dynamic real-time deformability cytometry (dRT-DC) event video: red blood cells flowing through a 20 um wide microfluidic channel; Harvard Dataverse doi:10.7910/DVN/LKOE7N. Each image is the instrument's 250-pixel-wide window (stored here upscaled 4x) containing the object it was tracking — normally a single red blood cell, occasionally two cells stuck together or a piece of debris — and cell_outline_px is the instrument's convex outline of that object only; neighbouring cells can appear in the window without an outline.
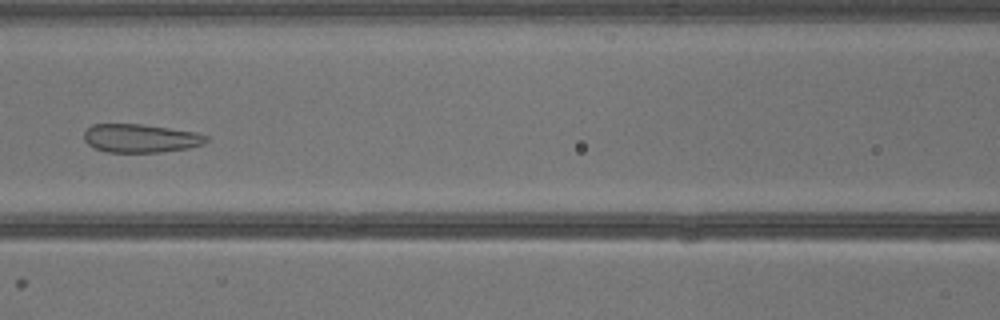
{"species": "common noctule bat (a hibernating species)", "species_latin": "Nyctalus noctula", "temperature_condition": "warm", "stored_images_in_passage": 41, "camera_frame_rate_fps": 3000, "um_per_image_px": 0.085, "animal": {"sex": "male", "body_mass_g": 13.3}, "frame": {"image": 1, "passage_image": 19, "time_ms": 6.0, "image_size_px": [1000, 320], "cell_outline_px": [[208, 140], [204, 144], [188, 148], [160, 152], [108, 152], [96, 148], [88, 144], [84, 140], [84, 132], [92, 124], [140, 124], [196, 132], [208, 136]], "centroid_in_image_um": [11.96, 11.75], "position_along_channel_um": 154.6, "area_um2": 20.17}}
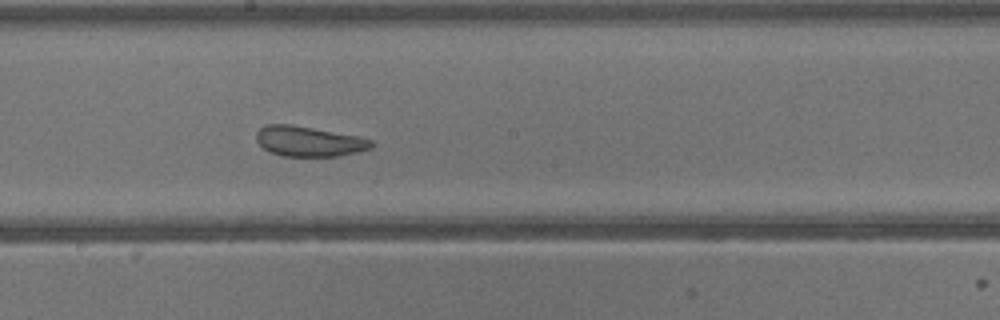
{"frame": {"image": 2, "passage_image": 23, "time_ms": 7.333, "image_size_px": [1000, 320], "cell_outline_px": [[376, 144], [372, 148], [340, 156], [284, 156], [272, 152], [264, 148], [256, 140], [256, 132], [264, 124], [288, 124], [360, 136], [372, 140]], "centroid_in_image_um": [26.29, 12.01], "position_along_channel_um": 221.9, "area_um2": 20.23}}
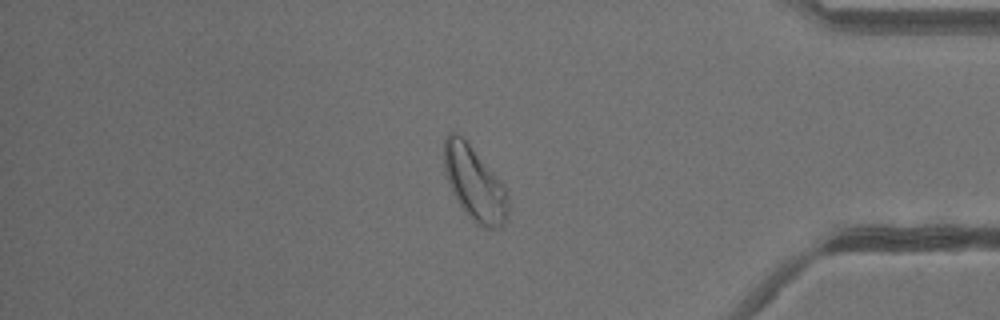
{"frame": {"image": 3, "passage_image": 35, "time_ms": 11.333, "image_size_px": [1000, 320], "cell_outline_px": [[508, 220], [500, 228], [484, 228], [476, 224], [472, 220], [460, 204], [452, 192], [444, 172], [444, 140], [448, 132], [456, 132], [472, 148], [504, 188], [508, 196]], "centroid_in_image_um": [40.32, 15.64], "position_along_channel_um": 394.9, "area_um2": 26.99}}